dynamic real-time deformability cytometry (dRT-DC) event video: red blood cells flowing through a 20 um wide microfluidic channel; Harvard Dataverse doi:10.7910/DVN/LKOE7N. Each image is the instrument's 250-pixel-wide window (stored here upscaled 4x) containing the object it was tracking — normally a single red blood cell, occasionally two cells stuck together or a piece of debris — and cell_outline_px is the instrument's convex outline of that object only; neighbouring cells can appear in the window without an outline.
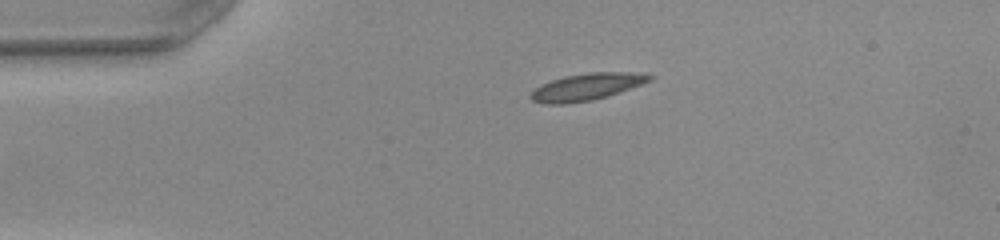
{"species": "common noctule bat (a hibernating species)", "species_latin": "Nyctalus noctula", "temperature_condition": "warm", "stored_images_in_passage": 41, "camera_frame_rate_fps": 3000, "um_per_image_px": 0.085, "animal": {"sex": "female", "body_mass_g": 22.0, "forearm_length_mm": 56.7}, "frame": {"image": 1, "passage_image": 1, "time_ms": 0.0, "image_size_px": [1000, 240], "cell_outline_px": [[656, 76], [652, 80], [592, 100], [564, 104], [544, 104], [532, 100], [528, 96], [540, 84], [564, 76], [588, 72], [636, 72]], "centroid_in_image_um": [49.82, 7.37], "position_along_channel_um": 35.2, "area_um2": 18.44}}
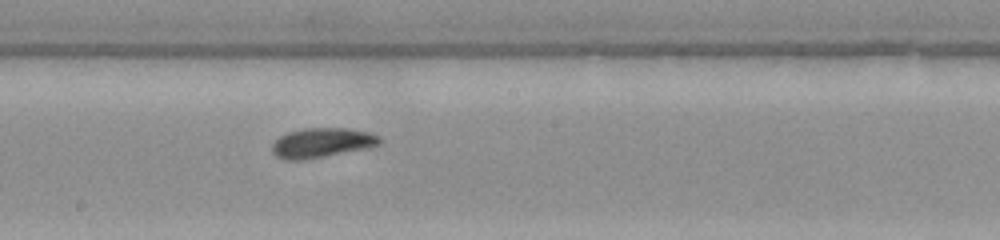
{"frame": {"image": 2, "passage_image": 18, "time_ms": 5.667, "image_size_px": [1000, 240], "cell_outline_px": [[384, 140], [380, 144], [372, 148], [300, 160], [284, 160], [276, 156], [272, 152], [272, 144], [280, 136], [288, 132], [304, 128], [348, 128], [372, 132], [380, 136]], "centroid_in_image_um": [27.43, 12.13], "position_along_channel_um": 220.8, "area_um2": 18.9}}
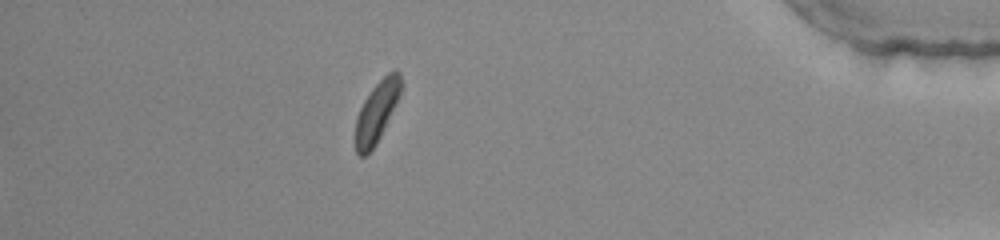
{"frame": {"image": 3, "passage_image": 35, "time_ms": 11.333, "image_size_px": [1000, 240], "cell_outline_px": [[404, 84], [380, 136], [376, 144], [364, 156], [360, 156], [356, 152], [356, 116], [364, 100], [372, 88], [392, 68], [396, 68], [400, 72]], "centroid_in_image_um": [32.04, 9.42], "position_along_channel_um": 403.2, "area_um2": 15.9}, "authors_computed_cell_mechanics": {"area_um2": 17.8024, "velocity_mm_per_s": 4.0064, "shape_relaxation_time_tau1_ms": 3.0508, "shape_relaxation_time_tau2_ms": 3.7931, "deformation_change_tau1": 0.1314, "deformation_change_tau2": 0.084}}